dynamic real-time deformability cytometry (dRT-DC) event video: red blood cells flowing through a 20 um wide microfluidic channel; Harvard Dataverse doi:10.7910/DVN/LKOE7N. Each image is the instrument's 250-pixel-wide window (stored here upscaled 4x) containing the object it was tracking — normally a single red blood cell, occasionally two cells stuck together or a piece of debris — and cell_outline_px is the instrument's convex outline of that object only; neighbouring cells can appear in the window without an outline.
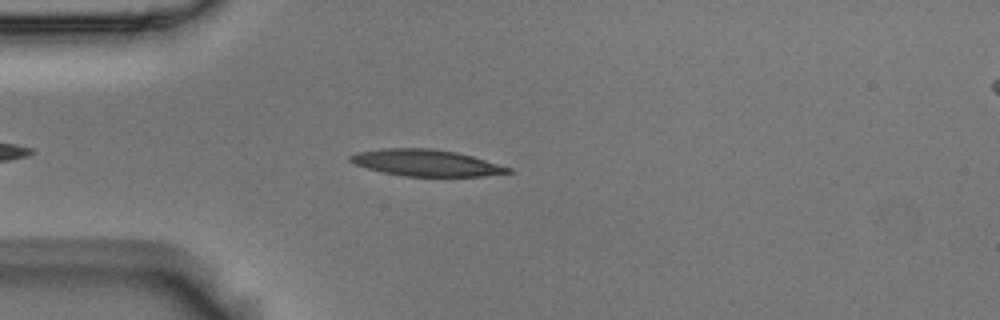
{"species": "Egyptian fruit bat (a non-hibernating species)", "species_latin": "Rousettus aegyptiacus", "temperature_condition": "room temperature", "stored_images_in_passage": 5, "camera_frame_rate_fps": 3000, "um_per_image_px": 0.085, "animal": {"sex": "male"}, "frame": {"image": 1, "passage_image": 4, "time_ms": 1.0, "image_size_px": [1000, 320], "cell_outline_px": [[516, 172], [484, 176], [404, 176], [384, 172], [368, 168], [356, 164], [348, 160], [348, 156], [356, 152], [380, 148], [432, 148], [456, 152], [472, 156], [512, 168]], "centroid_in_image_um": [36.23, 13.83], "position_along_channel_um": 48.8, "area_um2": 24.45}}